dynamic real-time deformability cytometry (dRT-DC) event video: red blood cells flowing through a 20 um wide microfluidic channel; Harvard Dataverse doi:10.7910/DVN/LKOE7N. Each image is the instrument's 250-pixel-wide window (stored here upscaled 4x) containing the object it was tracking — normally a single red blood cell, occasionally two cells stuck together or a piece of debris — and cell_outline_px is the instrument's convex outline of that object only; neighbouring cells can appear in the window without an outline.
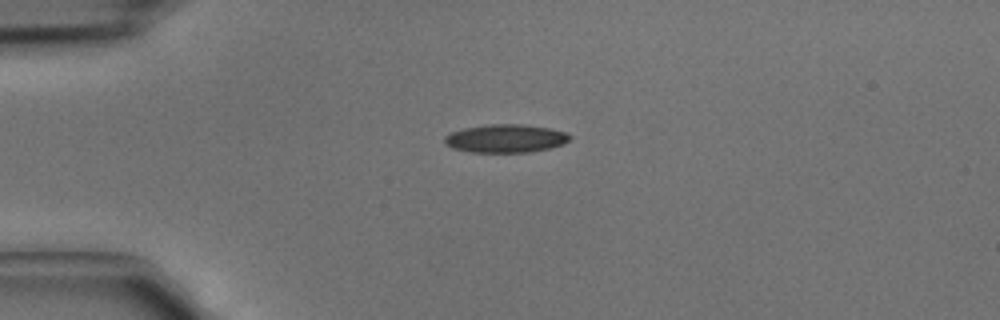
{"species": "common noctule bat (a hibernating species)", "species_latin": "Nyctalus noctula", "temperature_condition": "cold", "stored_images_in_passage": 5, "camera_frame_rate_fps": 3000, "um_per_image_px": 0.085, "animal": {"sex": "male", "body_mass_g": 15.6}, "frame": {"image": 1, "passage_image": 5, "time_ms": 1.333, "image_size_px": [1000, 320], "cell_outline_px": [[572, 136], [564, 144], [552, 148], [532, 152], [472, 152], [452, 148], [444, 144], [444, 136], [448, 132], [464, 128], [488, 124], [524, 124], [548, 128], [564, 132]], "centroid_in_image_um": [42.95, 11.77], "position_along_channel_um": 42.1, "area_um2": 20.81}}